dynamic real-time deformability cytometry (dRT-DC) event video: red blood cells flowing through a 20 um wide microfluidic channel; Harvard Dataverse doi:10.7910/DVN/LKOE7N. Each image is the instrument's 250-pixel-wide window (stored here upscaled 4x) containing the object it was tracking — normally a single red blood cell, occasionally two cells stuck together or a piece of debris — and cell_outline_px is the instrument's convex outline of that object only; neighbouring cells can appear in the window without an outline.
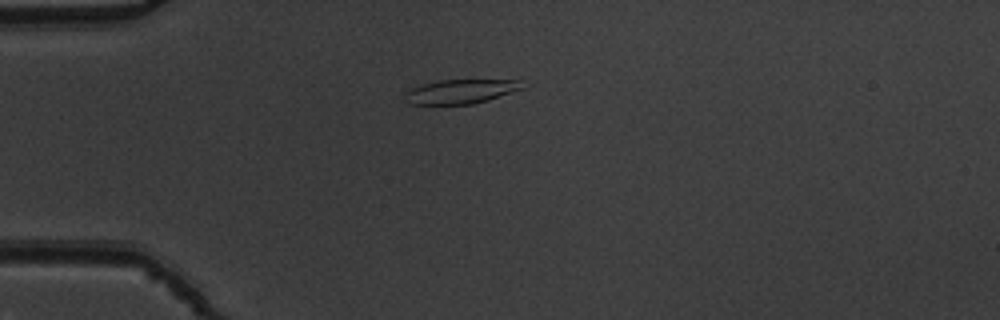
{"species": "common noctule bat (a hibernating species)", "species_latin": "Nyctalus noctula", "temperature_condition": "warm", "stored_images_in_passage": 43, "camera_frame_rate_fps": 3000, "um_per_image_px": 0.085, "animal": {"sex": "male", "body_mass_g": 19.5, "forearm_length_mm": 54.6}, "frame": {"image": 1, "passage_image": 4, "time_ms": 1.0, "image_size_px": [1000, 320], "cell_outline_px": [[524, 88], [488, 100], [472, 104], [408, 104], [404, 100], [404, 92], [408, 88], [440, 80], [520, 80]], "centroid_in_image_um": [39.09, 7.78], "position_along_channel_um": 45.9, "area_um2": 16.59}}
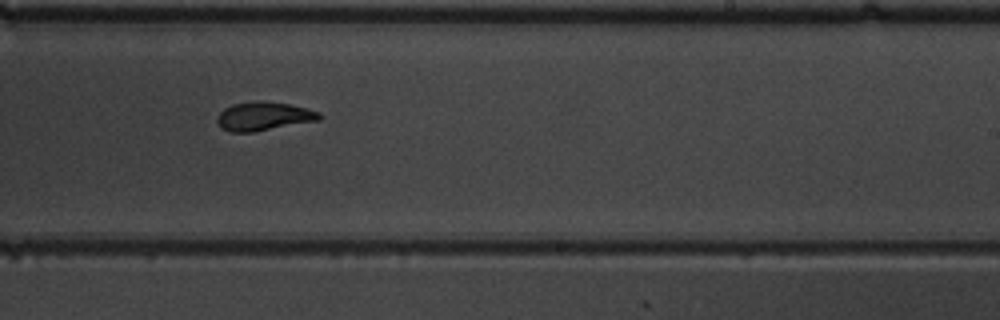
{"frame": {"image": 2, "passage_image": 23, "time_ms": 7.333, "image_size_px": [1000, 320], "cell_outline_px": [[324, 116], [320, 120], [252, 132], [228, 132], [220, 128], [216, 124], [216, 116], [224, 108], [232, 104], [264, 100], [288, 104], [308, 108], [320, 112]], "centroid_in_image_um": [22.4, 9.88], "position_along_channel_um": 266.6, "area_um2": 17.34}}
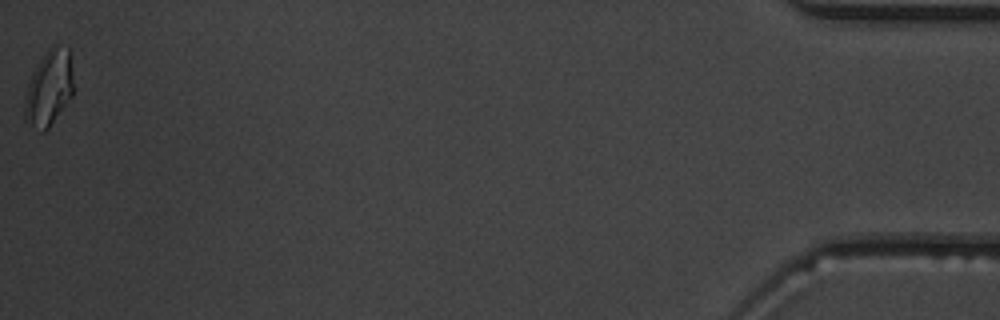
{"frame": {"image": 3, "passage_image": 43, "time_ms": 14.0, "image_size_px": [1000, 320], "cell_outline_px": [[72, 96], [48, 128], [44, 132], [40, 132], [24, 120], [24, 104], [28, 84], [40, 60], [48, 48], [52, 44], [56, 44], [68, 48], [72, 52]], "centroid_in_image_um": [4.18, 7.46], "position_along_channel_um": 431.0, "area_um2": 21.44}, "authors_computed_cell_mechanics": {"area_um2": 17.1666, "velocity_mm_per_s": 3.8362, "shape_relaxation_time_tau1_ms": 3.7531, "shape_relaxation_time_tau2_ms": 1.6179, "deformation_change_tau1": 0.1926, "deformation_change_tau2": 0.0906}}